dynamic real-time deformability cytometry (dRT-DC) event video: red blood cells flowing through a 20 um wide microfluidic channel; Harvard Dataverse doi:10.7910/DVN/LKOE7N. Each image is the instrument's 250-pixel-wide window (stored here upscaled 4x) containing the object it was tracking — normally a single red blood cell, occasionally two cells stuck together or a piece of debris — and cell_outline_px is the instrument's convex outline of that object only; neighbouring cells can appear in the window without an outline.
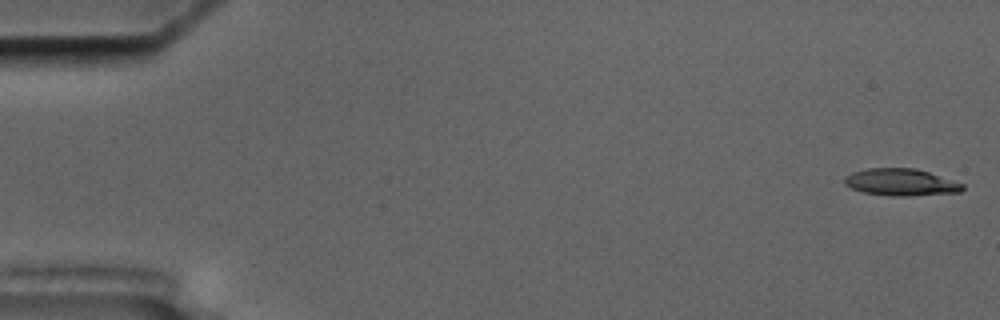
{"species": "common noctule bat (a hibernating species)", "species_latin": "Nyctalus noctula", "temperature_condition": "cold", "stored_images_in_passage": 5, "camera_frame_rate_fps": 3000, "um_per_image_px": 0.085, "animal": {"sex": "male", "body_mass_g": 17.5, "forearm_length_mm": 52.3}, "frame": {"image": 1, "passage_image": 1, "time_ms": 0.0, "image_size_px": [1000, 320], "cell_outline_px": [[964, 188], [960, 192], [908, 196], [888, 196], [864, 192], [852, 188], [844, 184], [844, 176], [852, 172], [868, 168], [916, 168], [964, 184]], "centroid_in_image_um": [76.55, 15.49], "position_along_channel_um": 8.4, "area_um2": 18.55}}